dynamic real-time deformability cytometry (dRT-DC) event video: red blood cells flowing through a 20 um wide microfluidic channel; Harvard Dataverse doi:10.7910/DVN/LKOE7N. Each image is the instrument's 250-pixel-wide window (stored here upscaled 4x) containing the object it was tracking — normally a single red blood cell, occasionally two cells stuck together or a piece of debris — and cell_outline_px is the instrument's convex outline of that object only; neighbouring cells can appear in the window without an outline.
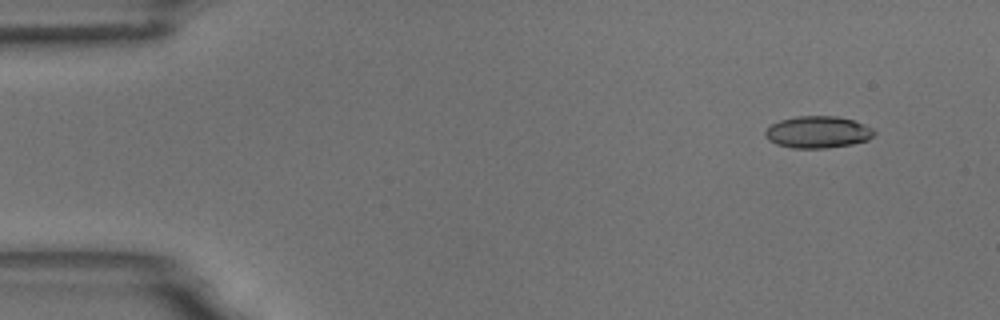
{"species": "common noctule bat (a hibernating species)", "species_latin": "Nyctalus noctula", "temperature_condition": "room temperature", "stored_images_in_passage": 5, "camera_frame_rate_fps": 3000, "um_per_image_px": 0.085, "animal": {"sex": "male", "body_mass_g": 18.8}, "frame": {"image": 1, "passage_image": 2, "time_ms": 1.333, "image_size_px": [1000, 320], "cell_outline_px": [[876, 132], [868, 140], [852, 144], [828, 148], [792, 148], [776, 144], [768, 140], [764, 136], [764, 132], [772, 124], [780, 120], [796, 116], [836, 116], [852, 120], [864, 124], [872, 128]], "centroid_in_image_um": [69.5, 11.23], "position_along_channel_um": 15.5, "area_um2": 20.29}}